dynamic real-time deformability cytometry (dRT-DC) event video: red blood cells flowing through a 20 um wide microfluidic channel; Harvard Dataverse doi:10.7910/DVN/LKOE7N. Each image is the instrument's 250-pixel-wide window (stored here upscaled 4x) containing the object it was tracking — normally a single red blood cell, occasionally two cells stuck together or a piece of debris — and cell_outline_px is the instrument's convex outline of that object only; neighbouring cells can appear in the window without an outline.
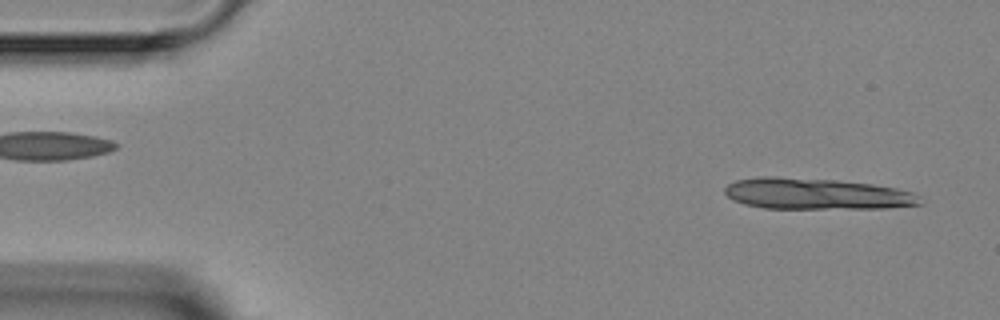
{"species": "Egyptian fruit bat (a non-hibernating species)", "species_latin": "Rousettus aegyptiacus", "temperature_condition": "room temperature", "stored_images_in_passage": 3, "segment_of_instrument_passage": [2, 2], "camera_frame_rate_fps": 3000, "um_per_image_px": 0.085, "animal": {"sex": "female"}, "frame": {"image": 1, "passage_image": 3, "time_ms": 2.333, "image_size_px": [1000, 320], "cell_outline_px": [[924, 204], [888, 208], [764, 208], [744, 204], [732, 200], [724, 192], [724, 188], [728, 184], [736, 180], [756, 176], [776, 176], [836, 180], [872, 184], [896, 188], [912, 192], [920, 196]], "centroid_in_image_um": [69.4, 16.47], "position_along_channel_um": 15.6, "area_um2": 35.78}}